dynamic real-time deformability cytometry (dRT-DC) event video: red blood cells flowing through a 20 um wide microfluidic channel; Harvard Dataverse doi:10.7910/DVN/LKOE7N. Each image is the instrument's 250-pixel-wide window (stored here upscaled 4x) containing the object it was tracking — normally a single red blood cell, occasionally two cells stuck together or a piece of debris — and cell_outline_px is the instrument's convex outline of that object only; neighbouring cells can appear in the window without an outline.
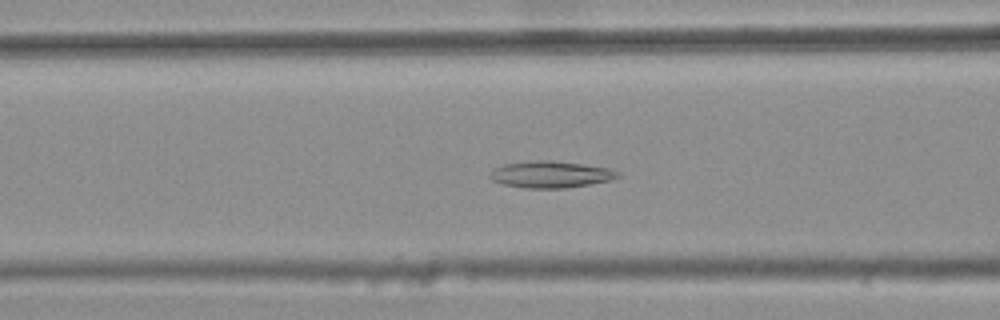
{"species": "common noctule bat (a hibernating species)", "species_latin": "Nyctalus noctula", "temperature_condition": "warm", "stored_images_in_passage": 33, "camera_frame_rate_fps": 3000, "um_per_image_px": 0.085, "animal": {"sex": "female", "body_mass_g": 25.1}, "frame": {"image": 1, "passage_image": 9, "time_ms": 2.667, "image_size_px": [1000, 320], "cell_outline_px": [[620, 176], [612, 180], [564, 188], [524, 188], [504, 184], [492, 180], [488, 176], [496, 168], [504, 164], [532, 160], [552, 160], [584, 164], [608, 168], [616, 172]], "centroid_in_image_um": [46.79, 14.82], "position_along_channel_um": 119.8, "area_um2": 19.71}}
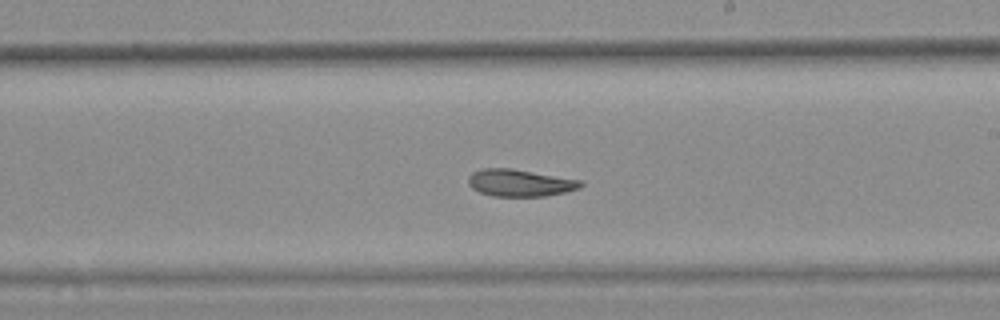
{"frame": {"image": 2, "passage_image": 19, "time_ms": 6.0, "image_size_px": [1000, 320], "cell_outline_px": [[584, 184], [580, 188], [564, 192], [544, 196], [492, 196], [480, 192], [472, 188], [468, 184], [468, 176], [472, 172], [480, 168], [512, 168], [580, 180]], "centroid_in_image_um": [44.15, 15.53], "position_along_channel_um": 244.8, "area_um2": 17.74}}
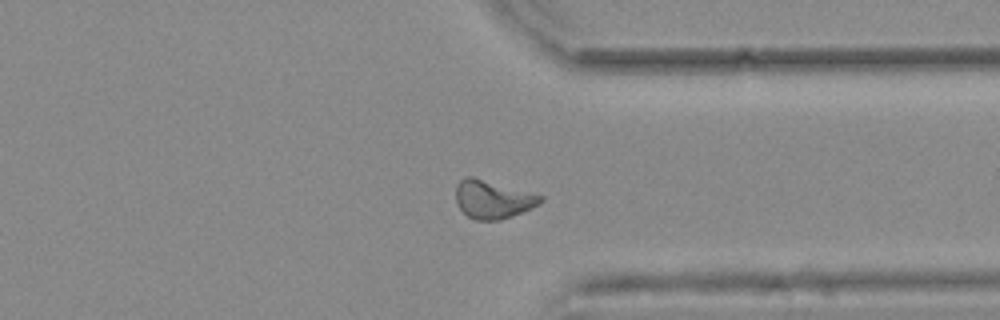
{"frame": {"image": 3, "passage_image": 29, "time_ms": 9.333, "image_size_px": [1000, 320], "cell_outline_px": [[544, 200], [532, 208], [500, 220], [476, 220], [468, 216], [460, 208], [456, 200], [456, 184], [464, 176], [472, 176], [544, 196]], "centroid_in_image_um": [41.88, 16.93], "position_along_channel_um": 369.5, "area_um2": 18.73}, "authors_computed_cell_mechanics": {"area_um2": 18.2648, "velocity_mm_per_s": 3.761, "shape_relaxation_time_tau1_ms": null, "shape_relaxation_time_tau2_ms": 4.4604, "deformation_change_tau1": null, "deformation_change_tau2": 0.1036}}